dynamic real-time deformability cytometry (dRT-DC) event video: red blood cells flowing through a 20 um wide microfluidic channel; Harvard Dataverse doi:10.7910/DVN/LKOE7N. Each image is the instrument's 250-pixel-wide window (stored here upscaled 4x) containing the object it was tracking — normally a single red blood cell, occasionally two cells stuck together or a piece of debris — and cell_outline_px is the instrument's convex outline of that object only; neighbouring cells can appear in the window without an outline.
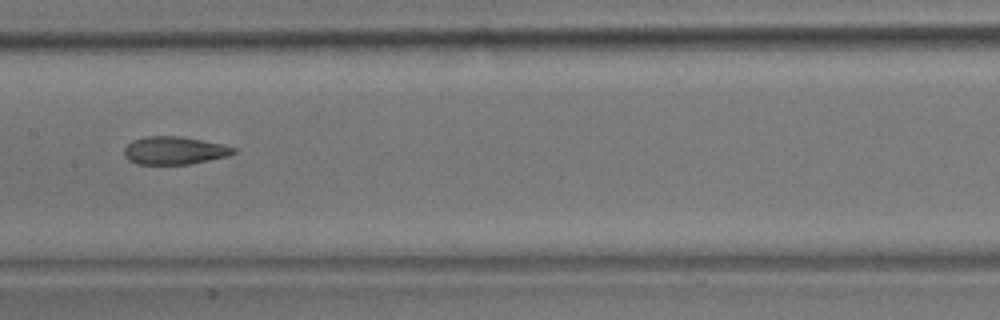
{"species": "common noctule bat (a hibernating species)", "species_latin": "Nyctalus noctula", "temperature_condition": "room temperature", "stored_images_in_passage": 9, "camera_frame_rate_fps": 3000, "um_per_image_px": 0.085, "animal": {"sex": "male", "body_mass_g": 17.9}, "frame": {"image": 1, "passage_image": 6, "time_ms": 1.667, "image_size_px": [1000, 320], "cell_outline_px": [[240, 148], [236, 152], [224, 156], [192, 164], [136, 164], [128, 160], [124, 156], [124, 148], [132, 140], [144, 136], [180, 136]], "centroid_in_image_um": [14.78, 12.79], "position_along_channel_um": 192.6, "area_um2": 17.74}}
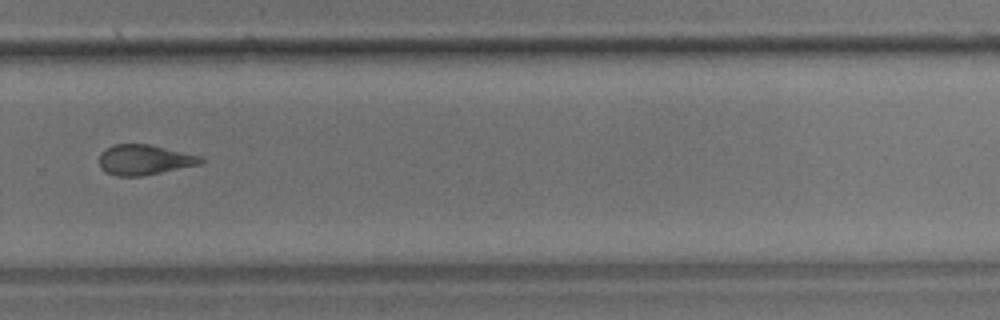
{"frame": {"image": 2, "passage_image": 9, "time_ms": 2.667, "image_size_px": [1000, 320], "cell_outline_px": [[204, 160], [200, 164], [140, 176], [120, 176], [108, 172], [100, 168], [100, 152], [112, 144], [152, 144], [200, 156]], "centroid_in_image_um": [12.25, 13.56], "position_along_channel_um": 317.6, "area_um2": 17.69}}